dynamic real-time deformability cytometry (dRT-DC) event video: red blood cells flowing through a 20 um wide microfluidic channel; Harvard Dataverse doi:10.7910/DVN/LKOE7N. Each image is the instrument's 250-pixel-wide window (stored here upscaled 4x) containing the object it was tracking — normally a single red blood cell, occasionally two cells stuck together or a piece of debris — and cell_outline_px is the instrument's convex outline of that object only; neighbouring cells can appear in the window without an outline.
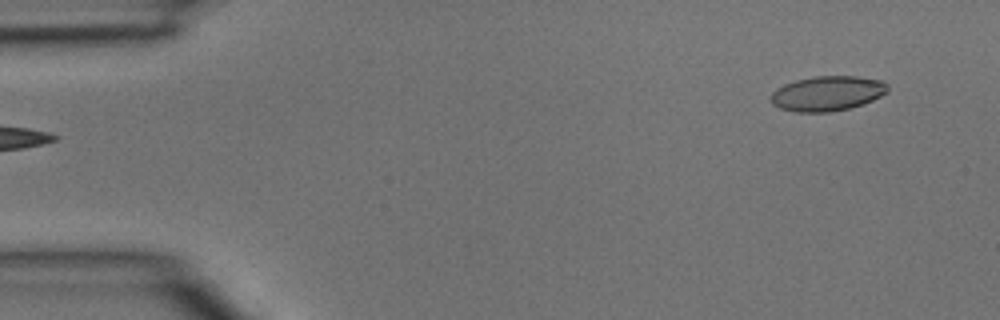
{"species": "common noctule bat (a hibernating species)", "species_latin": "Nyctalus noctula", "temperature_condition": "room temperature", "stored_images_in_passage": 4, "segment_of_instrument_passage": [2, 2], "camera_frame_rate_fps": 3000, "um_per_image_px": 0.085, "animal": {"sex": "male", "body_mass_g": 15.6}, "frame": {"image": 1, "passage_image": 4, "time_ms": 1.0, "image_size_px": [1000, 320], "cell_outline_px": [[888, 92], [872, 100], [848, 108], [828, 112], [796, 112], [780, 108], [772, 104], [772, 92], [776, 88], [784, 84], [796, 80], [816, 76], [856, 76], [880, 80], [888, 84]], "centroid_in_image_um": [70.32, 7.93], "position_along_channel_um": 14.7, "area_um2": 23.58}}